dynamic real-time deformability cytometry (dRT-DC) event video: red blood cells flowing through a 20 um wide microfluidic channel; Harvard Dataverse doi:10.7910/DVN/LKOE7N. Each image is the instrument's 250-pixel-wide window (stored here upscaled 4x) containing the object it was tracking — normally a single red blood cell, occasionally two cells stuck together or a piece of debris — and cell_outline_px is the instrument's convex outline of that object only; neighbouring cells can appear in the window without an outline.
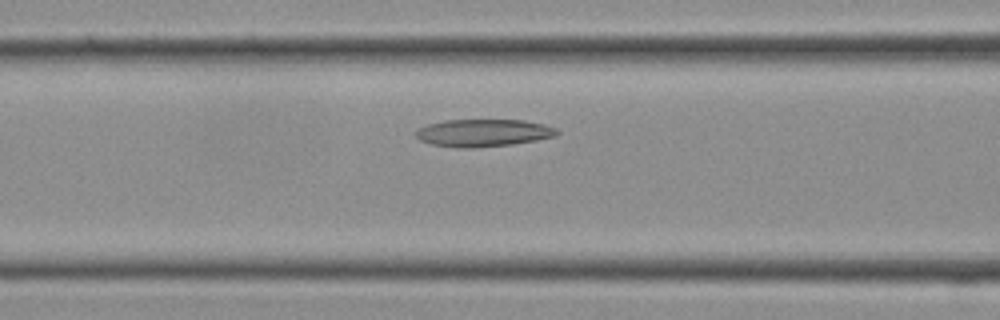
{"species": "Egyptian fruit bat (a non-hibernating species)", "species_latin": "Rousettus aegyptiacus", "temperature_condition": "cold", "stored_images_in_passage": 25, "camera_frame_rate_fps": 3000, "um_per_image_px": 0.085, "frame": {"image": 1, "passage_image": 8, "time_ms": 2.333, "image_size_px": [1000, 320], "cell_outline_px": [[560, 132], [556, 136], [536, 140], [512, 144], [476, 148], [456, 148], [432, 144], [420, 140], [416, 136], [416, 128], [428, 124], [444, 120], [524, 120], [544, 124], [556, 128]], "centroid_in_image_um": [41.07, 11.29], "position_along_channel_um": 125.5, "area_um2": 22.72}}
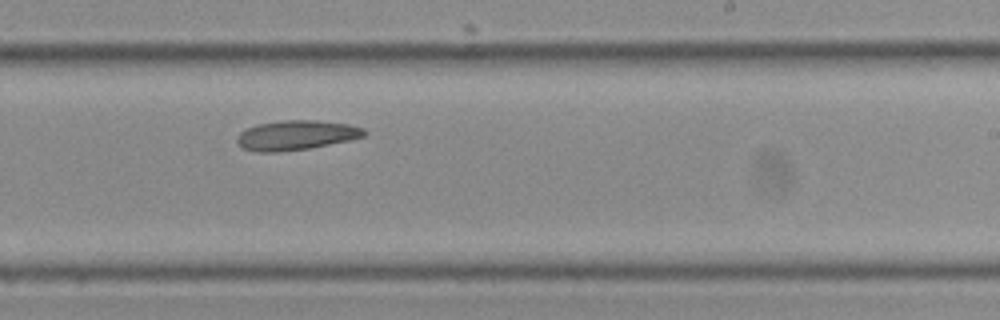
{"frame": {"image": 2, "passage_image": 14, "time_ms": 4.333, "image_size_px": [1000, 320], "cell_outline_px": [[368, 132], [364, 136], [348, 140], [308, 148], [276, 152], [256, 152], [244, 148], [236, 140], [240, 132], [256, 124], [280, 120], [316, 120], [348, 124], [364, 128]], "centroid_in_image_um": [25.17, 11.48], "position_along_channel_um": 263.8, "area_um2": 21.79}}
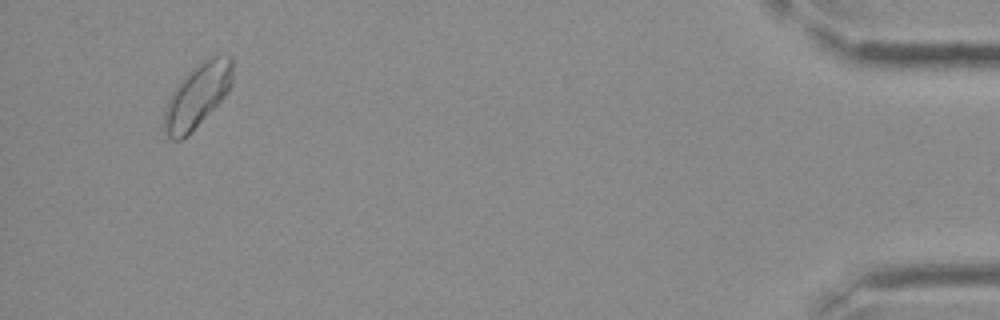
{"frame": {"image": 3, "passage_image": 24, "time_ms": 7.667, "image_size_px": [1000, 320], "cell_outline_px": [[232, 84], [228, 92], [188, 136], [180, 140], [172, 140], [164, 132], [164, 112], [168, 100], [172, 92], [180, 80], [188, 72], [208, 56], [232, 56]], "centroid_in_image_um": [16.77, 8.14], "position_along_channel_um": 418.4, "area_um2": 25.26}}